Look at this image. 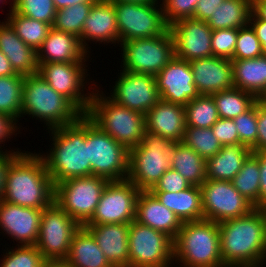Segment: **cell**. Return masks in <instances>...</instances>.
Returning <instances> with one entry per match:
<instances>
[{
	"label": "cell",
	"instance_id": "6da1fadb",
	"mask_svg": "<svg viewBox=\"0 0 266 267\" xmlns=\"http://www.w3.org/2000/svg\"><path fill=\"white\" fill-rule=\"evenodd\" d=\"M221 259L225 267H263L266 264V210L219 223Z\"/></svg>",
	"mask_w": 266,
	"mask_h": 267
},
{
	"label": "cell",
	"instance_id": "8fae6325",
	"mask_svg": "<svg viewBox=\"0 0 266 267\" xmlns=\"http://www.w3.org/2000/svg\"><path fill=\"white\" fill-rule=\"evenodd\" d=\"M128 238L129 267L174 266V240L165 233L133 220Z\"/></svg>",
	"mask_w": 266,
	"mask_h": 267
},
{
	"label": "cell",
	"instance_id": "816d5d0a",
	"mask_svg": "<svg viewBox=\"0 0 266 267\" xmlns=\"http://www.w3.org/2000/svg\"><path fill=\"white\" fill-rule=\"evenodd\" d=\"M224 0H199L193 15V19L207 22Z\"/></svg>",
	"mask_w": 266,
	"mask_h": 267
},
{
	"label": "cell",
	"instance_id": "9f6ffc18",
	"mask_svg": "<svg viewBox=\"0 0 266 267\" xmlns=\"http://www.w3.org/2000/svg\"><path fill=\"white\" fill-rule=\"evenodd\" d=\"M17 73L12 68L11 63L7 57L0 51V77L2 76H13Z\"/></svg>",
	"mask_w": 266,
	"mask_h": 267
},
{
	"label": "cell",
	"instance_id": "44dd1931",
	"mask_svg": "<svg viewBox=\"0 0 266 267\" xmlns=\"http://www.w3.org/2000/svg\"><path fill=\"white\" fill-rule=\"evenodd\" d=\"M87 41L103 45L120 44L115 7L111 1L97 0L93 3L81 32V46L90 53Z\"/></svg>",
	"mask_w": 266,
	"mask_h": 267
},
{
	"label": "cell",
	"instance_id": "6f0895ef",
	"mask_svg": "<svg viewBox=\"0 0 266 267\" xmlns=\"http://www.w3.org/2000/svg\"><path fill=\"white\" fill-rule=\"evenodd\" d=\"M97 0H53L56 10L80 4L84 2H96Z\"/></svg>",
	"mask_w": 266,
	"mask_h": 267
},
{
	"label": "cell",
	"instance_id": "91938a15",
	"mask_svg": "<svg viewBox=\"0 0 266 267\" xmlns=\"http://www.w3.org/2000/svg\"><path fill=\"white\" fill-rule=\"evenodd\" d=\"M111 2H120V3H137V4H146V3H156L160 0H109Z\"/></svg>",
	"mask_w": 266,
	"mask_h": 267
},
{
	"label": "cell",
	"instance_id": "74e56055",
	"mask_svg": "<svg viewBox=\"0 0 266 267\" xmlns=\"http://www.w3.org/2000/svg\"><path fill=\"white\" fill-rule=\"evenodd\" d=\"M24 79L18 73L0 77V113L20 120Z\"/></svg>",
	"mask_w": 266,
	"mask_h": 267
},
{
	"label": "cell",
	"instance_id": "f6af8a7d",
	"mask_svg": "<svg viewBox=\"0 0 266 267\" xmlns=\"http://www.w3.org/2000/svg\"><path fill=\"white\" fill-rule=\"evenodd\" d=\"M238 29H217L212 31L213 56L232 60L236 47Z\"/></svg>",
	"mask_w": 266,
	"mask_h": 267
},
{
	"label": "cell",
	"instance_id": "bcb514c9",
	"mask_svg": "<svg viewBox=\"0 0 266 267\" xmlns=\"http://www.w3.org/2000/svg\"><path fill=\"white\" fill-rule=\"evenodd\" d=\"M199 0H162L163 17L168 26L183 18H193Z\"/></svg>",
	"mask_w": 266,
	"mask_h": 267
},
{
	"label": "cell",
	"instance_id": "ee69618b",
	"mask_svg": "<svg viewBox=\"0 0 266 267\" xmlns=\"http://www.w3.org/2000/svg\"><path fill=\"white\" fill-rule=\"evenodd\" d=\"M262 55V45L252 26L249 24L239 28L232 60L254 59Z\"/></svg>",
	"mask_w": 266,
	"mask_h": 267
},
{
	"label": "cell",
	"instance_id": "680465c9",
	"mask_svg": "<svg viewBox=\"0 0 266 267\" xmlns=\"http://www.w3.org/2000/svg\"><path fill=\"white\" fill-rule=\"evenodd\" d=\"M253 11L261 19L266 20V0H253Z\"/></svg>",
	"mask_w": 266,
	"mask_h": 267
},
{
	"label": "cell",
	"instance_id": "ffe728a7",
	"mask_svg": "<svg viewBox=\"0 0 266 267\" xmlns=\"http://www.w3.org/2000/svg\"><path fill=\"white\" fill-rule=\"evenodd\" d=\"M42 209L28 208L0 201V233L18 242L16 245H36Z\"/></svg>",
	"mask_w": 266,
	"mask_h": 267
},
{
	"label": "cell",
	"instance_id": "d590c367",
	"mask_svg": "<svg viewBox=\"0 0 266 267\" xmlns=\"http://www.w3.org/2000/svg\"><path fill=\"white\" fill-rule=\"evenodd\" d=\"M219 118L233 119L249 110L258 99L251 93L231 88L212 94Z\"/></svg>",
	"mask_w": 266,
	"mask_h": 267
},
{
	"label": "cell",
	"instance_id": "3957f363",
	"mask_svg": "<svg viewBox=\"0 0 266 267\" xmlns=\"http://www.w3.org/2000/svg\"><path fill=\"white\" fill-rule=\"evenodd\" d=\"M51 148L47 153H39L54 186L60 182L91 176V163L88 159L86 141V115L76 122L48 130ZM49 152V153H48Z\"/></svg>",
	"mask_w": 266,
	"mask_h": 267
},
{
	"label": "cell",
	"instance_id": "681fc988",
	"mask_svg": "<svg viewBox=\"0 0 266 267\" xmlns=\"http://www.w3.org/2000/svg\"><path fill=\"white\" fill-rule=\"evenodd\" d=\"M18 122H19L18 119L13 118L11 116H8L6 114L0 113V144H1L0 145V152L5 151V152H11V153L19 154V155L22 154V153L27 152L25 150H23L21 152L20 149L19 150L18 149L17 150L16 149L12 150L11 148H10L9 151L5 150V149L2 150L3 149L2 148L3 147L2 144H4L5 141L7 142L10 138H13L12 137L13 135L16 136V134L20 133L19 132L20 128L17 126V125H19ZM17 131H18V133H15Z\"/></svg>",
	"mask_w": 266,
	"mask_h": 267
},
{
	"label": "cell",
	"instance_id": "30bf717a",
	"mask_svg": "<svg viewBox=\"0 0 266 267\" xmlns=\"http://www.w3.org/2000/svg\"><path fill=\"white\" fill-rule=\"evenodd\" d=\"M108 180L99 176L72 178L55 185L54 201L80 226L94 215Z\"/></svg>",
	"mask_w": 266,
	"mask_h": 267
},
{
	"label": "cell",
	"instance_id": "8992f818",
	"mask_svg": "<svg viewBox=\"0 0 266 267\" xmlns=\"http://www.w3.org/2000/svg\"><path fill=\"white\" fill-rule=\"evenodd\" d=\"M94 89L85 115L128 150L139 145L146 131L145 115L116 103L98 87Z\"/></svg>",
	"mask_w": 266,
	"mask_h": 267
},
{
	"label": "cell",
	"instance_id": "9c48e42d",
	"mask_svg": "<svg viewBox=\"0 0 266 267\" xmlns=\"http://www.w3.org/2000/svg\"><path fill=\"white\" fill-rule=\"evenodd\" d=\"M121 70L156 76L175 56L174 40L168 29L164 34L120 43Z\"/></svg>",
	"mask_w": 266,
	"mask_h": 267
},
{
	"label": "cell",
	"instance_id": "6125c7cd",
	"mask_svg": "<svg viewBox=\"0 0 266 267\" xmlns=\"http://www.w3.org/2000/svg\"><path fill=\"white\" fill-rule=\"evenodd\" d=\"M2 2V4L4 5V2H6L7 3V1L6 0H0V3Z\"/></svg>",
	"mask_w": 266,
	"mask_h": 267
},
{
	"label": "cell",
	"instance_id": "1f68e13d",
	"mask_svg": "<svg viewBox=\"0 0 266 267\" xmlns=\"http://www.w3.org/2000/svg\"><path fill=\"white\" fill-rule=\"evenodd\" d=\"M253 0H224L206 22L212 30L239 29L249 25Z\"/></svg>",
	"mask_w": 266,
	"mask_h": 267
},
{
	"label": "cell",
	"instance_id": "7402d4cb",
	"mask_svg": "<svg viewBox=\"0 0 266 267\" xmlns=\"http://www.w3.org/2000/svg\"><path fill=\"white\" fill-rule=\"evenodd\" d=\"M189 63L194 84L200 95H212L234 87L233 65L230 59L212 56Z\"/></svg>",
	"mask_w": 266,
	"mask_h": 267
},
{
	"label": "cell",
	"instance_id": "484cf974",
	"mask_svg": "<svg viewBox=\"0 0 266 267\" xmlns=\"http://www.w3.org/2000/svg\"><path fill=\"white\" fill-rule=\"evenodd\" d=\"M135 221L163 232L173 240L182 226L176 214L161 204L150 191H140L136 202Z\"/></svg>",
	"mask_w": 266,
	"mask_h": 267
},
{
	"label": "cell",
	"instance_id": "9a60e30c",
	"mask_svg": "<svg viewBox=\"0 0 266 267\" xmlns=\"http://www.w3.org/2000/svg\"><path fill=\"white\" fill-rule=\"evenodd\" d=\"M200 188L204 219L221 223L245 216L255 209L231 181L206 179Z\"/></svg>",
	"mask_w": 266,
	"mask_h": 267
},
{
	"label": "cell",
	"instance_id": "2e32d148",
	"mask_svg": "<svg viewBox=\"0 0 266 267\" xmlns=\"http://www.w3.org/2000/svg\"><path fill=\"white\" fill-rule=\"evenodd\" d=\"M140 190L128 179L108 181L95 213L86 224H123L135 220Z\"/></svg>",
	"mask_w": 266,
	"mask_h": 267
},
{
	"label": "cell",
	"instance_id": "f35d334b",
	"mask_svg": "<svg viewBox=\"0 0 266 267\" xmlns=\"http://www.w3.org/2000/svg\"><path fill=\"white\" fill-rule=\"evenodd\" d=\"M93 3L94 2H84L56 10L52 27L59 31L75 35L79 38L81 44L82 28Z\"/></svg>",
	"mask_w": 266,
	"mask_h": 267
},
{
	"label": "cell",
	"instance_id": "52a82bcc",
	"mask_svg": "<svg viewBox=\"0 0 266 267\" xmlns=\"http://www.w3.org/2000/svg\"><path fill=\"white\" fill-rule=\"evenodd\" d=\"M177 142L145 131L141 143L129 150L127 179L140 191H150L171 169V156Z\"/></svg>",
	"mask_w": 266,
	"mask_h": 267
},
{
	"label": "cell",
	"instance_id": "7a4b0ae2",
	"mask_svg": "<svg viewBox=\"0 0 266 267\" xmlns=\"http://www.w3.org/2000/svg\"><path fill=\"white\" fill-rule=\"evenodd\" d=\"M54 196L55 186L39 153L27 151L10 163L6 172L3 201L44 209L54 202Z\"/></svg>",
	"mask_w": 266,
	"mask_h": 267
},
{
	"label": "cell",
	"instance_id": "b9f144b4",
	"mask_svg": "<svg viewBox=\"0 0 266 267\" xmlns=\"http://www.w3.org/2000/svg\"><path fill=\"white\" fill-rule=\"evenodd\" d=\"M12 10L51 26L54 23L56 15L53 0H12Z\"/></svg>",
	"mask_w": 266,
	"mask_h": 267
},
{
	"label": "cell",
	"instance_id": "d6a6232c",
	"mask_svg": "<svg viewBox=\"0 0 266 267\" xmlns=\"http://www.w3.org/2000/svg\"><path fill=\"white\" fill-rule=\"evenodd\" d=\"M171 169L179 172L193 186H201L206 180V159L182 142L173 149Z\"/></svg>",
	"mask_w": 266,
	"mask_h": 267
},
{
	"label": "cell",
	"instance_id": "60d3db41",
	"mask_svg": "<svg viewBox=\"0 0 266 267\" xmlns=\"http://www.w3.org/2000/svg\"><path fill=\"white\" fill-rule=\"evenodd\" d=\"M17 246V248H16ZM3 250L0 267H43L47 262L35 245H16Z\"/></svg>",
	"mask_w": 266,
	"mask_h": 267
},
{
	"label": "cell",
	"instance_id": "277c9868",
	"mask_svg": "<svg viewBox=\"0 0 266 267\" xmlns=\"http://www.w3.org/2000/svg\"><path fill=\"white\" fill-rule=\"evenodd\" d=\"M25 115L43 121L50 130L76 122L83 113L37 73L24 79L20 118Z\"/></svg>",
	"mask_w": 266,
	"mask_h": 267
},
{
	"label": "cell",
	"instance_id": "f546056e",
	"mask_svg": "<svg viewBox=\"0 0 266 267\" xmlns=\"http://www.w3.org/2000/svg\"><path fill=\"white\" fill-rule=\"evenodd\" d=\"M182 223L204 219L200 186L191 185L180 192H151Z\"/></svg>",
	"mask_w": 266,
	"mask_h": 267
},
{
	"label": "cell",
	"instance_id": "ab89813d",
	"mask_svg": "<svg viewBox=\"0 0 266 267\" xmlns=\"http://www.w3.org/2000/svg\"><path fill=\"white\" fill-rule=\"evenodd\" d=\"M182 143L206 160L222 148L211 128L186 127Z\"/></svg>",
	"mask_w": 266,
	"mask_h": 267
},
{
	"label": "cell",
	"instance_id": "83f0119b",
	"mask_svg": "<svg viewBox=\"0 0 266 267\" xmlns=\"http://www.w3.org/2000/svg\"><path fill=\"white\" fill-rule=\"evenodd\" d=\"M69 267H112L93 235L84 227L73 234L68 256L63 261Z\"/></svg>",
	"mask_w": 266,
	"mask_h": 267
},
{
	"label": "cell",
	"instance_id": "d6986e66",
	"mask_svg": "<svg viewBox=\"0 0 266 267\" xmlns=\"http://www.w3.org/2000/svg\"><path fill=\"white\" fill-rule=\"evenodd\" d=\"M160 99L185 106L200 94L194 84L190 63L174 56L155 76Z\"/></svg>",
	"mask_w": 266,
	"mask_h": 267
},
{
	"label": "cell",
	"instance_id": "c3c4849f",
	"mask_svg": "<svg viewBox=\"0 0 266 267\" xmlns=\"http://www.w3.org/2000/svg\"><path fill=\"white\" fill-rule=\"evenodd\" d=\"M211 129L222 146L239 144V134L233 119L219 118Z\"/></svg>",
	"mask_w": 266,
	"mask_h": 267
},
{
	"label": "cell",
	"instance_id": "cb8c5ba5",
	"mask_svg": "<svg viewBox=\"0 0 266 267\" xmlns=\"http://www.w3.org/2000/svg\"><path fill=\"white\" fill-rule=\"evenodd\" d=\"M129 225L130 223L84 225L112 267H129Z\"/></svg>",
	"mask_w": 266,
	"mask_h": 267
},
{
	"label": "cell",
	"instance_id": "f1b7e54d",
	"mask_svg": "<svg viewBox=\"0 0 266 267\" xmlns=\"http://www.w3.org/2000/svg\"><path fill=\"white\" fill-rule=\"evenodd\" d=\"M234 87L253 94L258 100L266 98V55L254 59L231 60Z\"/></svg>",
	"mask_w": 266,
	"mask_h": 267
},
{
	"label": "cell",
	"instance_id": "f907efd6",
	"mask_svg": "<svg viewBox=\"0 0 266 267\" xmlns=\"http://www.w3.org/2000/svg\"><path fill=\"white\" fill-rule=\"evenodd\" d=\"M257 151H266V102L257 101Z\"/></svg>",
	"mask_w": 266,
	"mask_h": 267
},
{
	"label": "cell",
	"instance_id": "ba28073f",
	"mask_svg": "<svg viewBox=\"0 0 266 267\" xmlns=\"http://www.w3.org/2000/svg\"><path fill=\"white\" fill-rule=\"evenodd\" d=\"M86 141L91 176L108 181L125 180L129 171V150L102 131L86 116Z\"/></svg>",
	"mask_w": 266,
	"mask_h": 267
},
{
	"label": "cell",
	"instance_id": "e575fe53",
	"mask_svg": "<svg viewBox=\"0 0 266 267\" xmlns=\"http://www.w3.org/2000/svg\"><path fill=\"white\" fill-rule=\"evenodd\" d=\"M231 182L236 190L250 201L255 208H260L259 161L252 153L243 162L241 170Z\"/></svg>",
	"mask_w": 266,
	"mask_h": 267
},
{
	"label": "cell",
	"instance_id": "f5cc1de1",
	"mask_svg": "<svg viewBox=\"0 0 266 267\" xmlns=\"http://www.w3.org/2000/svg\"><path fill=\"white\" fill-rule=\"evenodd\" d=\"M252 154L259 161L260 170V208H266V151H256Z\"/></svg>",
	"mask_w": 266,
	"mask_h": 267
},
{
	"label": "cell",
	"instance_id": "94428289",
	"mask_svg": "<svg viewBox=\"0 0 266 267\" xmlns=\"http://www.w3.org/2000/svg\"><path fill=\"white\" fill-rule=\"evenodd\" d=\"M43 267H69L63 261L46 262Z\"/></svg>",
	"mask_w": 266,
	"mask_h": 267
},
{
	"label": "cell",
	"instance_id": "4dcf8cb0",
	"mask_svg": "<svg viewBox=\"0 0 266 267\" xmlns=\"http://www.w3.org/2000/svg\"><path fill=\"white\" fill-rule=\"evenodd\" d=\"M251 153L243 144L222 146L217 154L206 160V179L231 181Z\"/></svg>",
	"mask_w": 266,
	"mask_h": 267
},
{
	"label": "cell",
	"instance_id": "7bdbcfd3",
	"mask_svg": "<svg viewBox=\"0 0 266 267\" xmlns=\"http://www.w3.org/2000/svg\"><path fill=\"white\" fill-rule=\"evenodd\" d=\"M233 122L239 134V144H243L257 151V102L247 111L233 118Z\"/></svg>",
	"mask_w": 266,
	"mask_h": 267
},
{
	"label": "cell",
	"instance_id": "7dc6e473",
	"mask_svg": "<svg viewBox=\"0 0 266 267\" xmlns=\"http://www.w3.org/2000/svg\"><path fill=\"white\" fill-rule=\"evenodd\" d=\"M191 184L177 171L168 169L150 192H180Z\"/></svg>",
	"mask_w": 266,
	"mask_h": 267
},
{
	"label": "cell",
	"instance_id": "5bb4252c",
	"mask_svg": "<svg viewBox=\"0 0 266 267\" xmlns=\"http://www.w3.org/2000/svg\"><path fill=\"white\" fill-rule=\"evenodd\" d=\"M86 64L88 63H43L39 65L38 71L57 93L68 98L83 114L88 111L93 93V88L92 92L86 88L90 80ZM85 90L88 92L85 93Z\"/></svg>",
	"mask_w": 266,
	"mask_h": 267
},
{
	"label": "cell",
	"instance_id": "7c38bea8",
	"mask_svg": "<svg viewBox=\"0 0 266 267\" xmlns=\"http://www.w3.org/2000/svg\"><path fill=\"white\" fill-rule=\"evenodd\" d=\"M80 225L55 201L42 209L36 248L47 262L64 261Z\"/></svg>",
	"mask_w": 266,
	"mask_h": 267
},
{
	"label": "cell",
	"instance_id": "4316f807",
	"mask_svg": "<svg viewBox=\"0 0 266 267\" xmlns=\"http://www.w3.org/2000/svg\"><path fill=\"white\" fill-rule=\"evenodd\" d=\"M4 20L0 21V51L7 57L16 73L24 76L37 74V51L25 44L6 19Z\"/></svg>",
	"mask_w": 266,
	"mask_h": 267
},
{
	"label": "cell",
	"instance_id": "836d02e7",
	"mask_svg": "<svg viewBox=\"0 0 266 267\" xmlns=\"http://www.w3.org/2000/svg\"><path fill=\"white\" fill-rule=\"evenodd\" d=\"M9 2L11 7H9L6 21L25 44L37 51L48 36L52 26L17 13L15 10H12V0Z\"/></svg>",
	"mask_w": 266,
	"mask_h": 267
},
{
	"label": "cell",
	"instance_id": "e0dca14e",
	"mask_svg": "<svg viewBox=\"0 0 266 267\" xmlns=\"http://www.w3.org/2000/svg\"><path fill=\"white\" fill-rule=\"evenodd\" d=\"M118 74L109 93L116 103L145 115L160 100L155 76L124 70Z\"/></svg>",
	"mask_w": 266,
	"mask_h": 267
},
{
	"label": "cell",
	"instance_id": "ac0fdd59",
	"mask_svg": "<svg viewBox=\"0 0 266 267\" xmlns=\"http://www.w3.org/2000/svg\"><path fill=\"white\" fill-rule=\"evenodd\" d=\"M175 56L188 62L212 57V29L205 21L183 18L169 26Z\"/></svg>",
	"mask_w": 266,
	"mask_h": 267
},
{
	"label": "cell",
	"instance_id": "d4e9b609",
	"mask_svg": "<svg viewBox=\"0 0 266 267\" xmlns=\"http://www.w3.org/2000/svg\"><path fill=\"white\" fill-rule=\"evenodd\" d=\"M146 131L180 143L186 129L185 108L181 104L159 100L145 114Z\"/></svg>",
	"mask_w": 266,
	"mask_h": 267
},
{
	"label": "cell",
	"instance_id": "db71d44e",
	"mask_svg": "<svg viewBox=\"0 0 266 267\" xmlns=\"http://www.w3.org/2000/svg\"><path fill=\"white\" fill-rule=\"evenodd\" d=\"M249 24L255 30L257 38L262 45L264 55H266V20L261 19L254 11L251 14Z\"/></svg>",
	"mask_w": 266,
	"mask_h": 267
},
{
	"label": "cell",
	"instance_id": "11a10c76",
	"mask_svg": "<svg viewBox=\"0 0 266 267\" xmlns=\"http://www.w3.org/2000/svg\"><path fill=\"white\" fill-rule=\"evenodd\" d=\"M19 154L11 152H0V201L3 198L4 189H5V178L6 172L10 163L18 156Z\"/></svg>",
	"mask_w": 266,
	"mask_h": 267
},
{
	"label": "cell",
	"instance_id": "4fadbf2b",
	"mask_svg": "<svg viewBox=\"0 0 266 267\" xmlns=\"http://www.w3.org/2000/svg\"><path fill=\"white\" fill-rule=\"evenodd\" d=\"M115 7L120 43L132 39L157 37L164 34L166 24L161 0L156 3L112 2Z\"/></svg>",
	"mask_w": 266,
	"mask_h": 267
},
{
	"label": "cell",
	"instance_id": "5b68a950",
	"mask_svg": "<svg viewBox=\"0 0 266 267\" xmlns=\"http://www.w3.org/2000/svg\"><path fill=\"white\" fill-rule=\"evenodd\" d=\"M177 267H225L221 259L219 223L207 219L182 223L174 240Z\"/></svg>",
	"mask_w": 266,
	"mask_h": 267
},
{
	"label": "cell",
	"instance_id": "8d00e7d4",
	"mask_svg": "<svg viewBox=\"0 0 266 267\" xmlns=\"http://www.w3.org/2000/svg\"><path fill=\"white\" fill-rule=\"evenodd\" d=\"M184 108L186 127L211 128L219 119L212 95H199Z\"/></svg>",
	"mask_w": 266,
	"mask_h": 267
},
{
	"label": "cell",
	"instance_id": "603a6c76",
	"mask_svg": "<svg viewBox=\"0 0 266 267\" xmlns=\"http://www.w3.org/2000/svg\"><path fill=\"white\" fill-rule=\"evenodd\" d=\"M75 35L53 27L37 50L38 64L43 63H86L90 58Z\"/></svg>",
	"mask_w": 266,
	"mask_h": 267
}]
</instances>
